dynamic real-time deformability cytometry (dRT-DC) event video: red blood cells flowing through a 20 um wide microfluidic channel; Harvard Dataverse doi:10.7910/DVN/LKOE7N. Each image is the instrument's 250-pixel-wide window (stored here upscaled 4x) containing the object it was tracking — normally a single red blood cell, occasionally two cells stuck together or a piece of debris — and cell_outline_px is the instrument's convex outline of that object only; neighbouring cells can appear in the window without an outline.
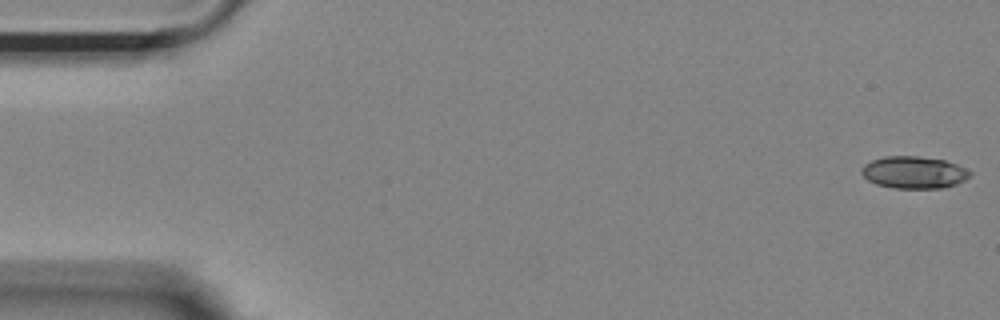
{"species": "Egyptian fruit bat (a non-hibernating species)", "species_latin": "Rousettus aegyptiacus", "temperature_condition": "room temperature", "stored_images_in_passage": 55, "camera_frame_rate_fps": 3000, "um_per_image_px": 0.085, "animal": {"sex": "female"}, "frame": {"image": 1, "passage_image": 1, "time_ms": 0.0, "image_size_px": [1000, 320], "cell_outline_px": [[972, 176], [956, 184], [944, 188], [892, 188], [876, 184], [868, 180], [860, 172], [864, 164], [872, 160], [884, 156], [920, 156], [944, 160], [968, 168], [972, 172]], "centroid_in_image_um": [77.71, 14.65], "position_along_channel_um": 7.3, "area_um2": 20.52}}
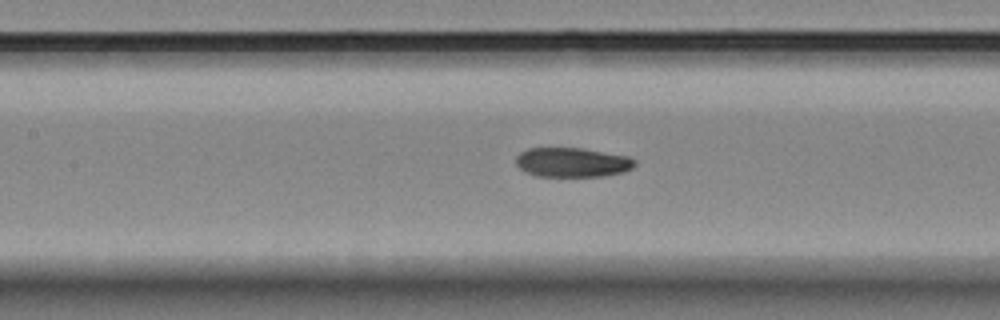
{"frame": {"image": 2, "passage_image": 24, "time_ms": 7.667, "image_size_px": [1000, 320], "cell_outline_px": [[636, 164], [632, 168], [620, 172], [604, 176], [536, 176], [520, 168], [516, 164], [516, 156], [520, 152], [528, 148], [580, 148], [628, 156], [636, 160]], "centroid_in_image_um": [48.63, 13.79], "position_along_channel_um": 158.8, "area_um2": 20.23}}
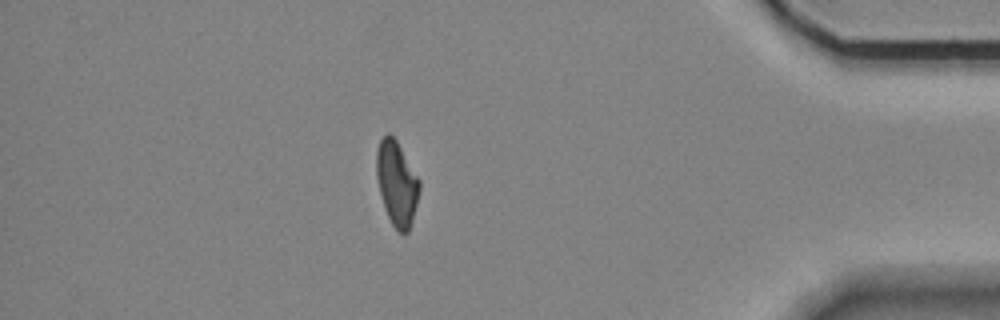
{"frame": {"image": 3, "passage_image": 47, "time_ms": 15.333, "image_size_px": [1000, 320], "cell_outline_px": [[420, 188], [412, 220], [408, 232], [404, 236], [392, 224], [384, 208], [376, 176], [376, 152], [380, 140], [388, 132], [396, 140], [420, 180]], "centroid_in_image_um": [33.72, 15.59], "position_along_channel_um": 401.5, "area_um2": 20.92}}